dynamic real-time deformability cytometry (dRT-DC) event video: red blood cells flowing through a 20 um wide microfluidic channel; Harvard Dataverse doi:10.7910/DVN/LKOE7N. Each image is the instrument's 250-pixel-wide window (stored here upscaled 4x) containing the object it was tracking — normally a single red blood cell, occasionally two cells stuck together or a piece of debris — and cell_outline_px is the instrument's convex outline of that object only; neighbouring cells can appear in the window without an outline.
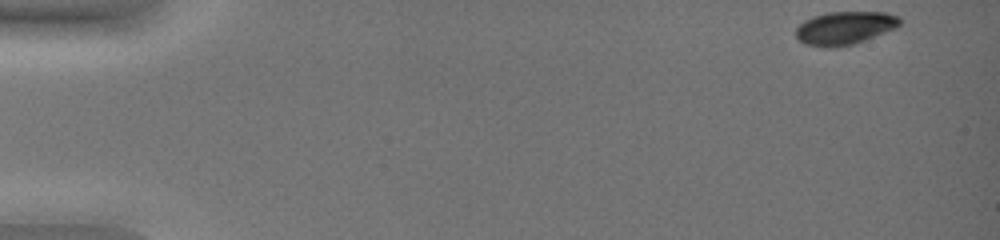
{"species": "common noctule bat (a hibernating species)", "species_latin": "Nyctalus noctula", "temperature_condition": "warm", "stored_images_in_passage": 48, "camera_frame_rate_fps": 3000, "um_per_image_px": 0.085, "animal": {"sex": "female", "body_mass_g": 19.0, "forearm_length_mm": 51.5}, "frame": {"image": 1, "passage_image": 1, "time_ms": 0.0, "image_size_px": [1000, 240], "cell_outline_px": [[900, 24], [896, 28], [856, 44], [832, 48], [824, 48], [804, 44], [796, 36], [796, 28], [804, 20], [812, 16], [828, 12], [884, 12], [900, 16]], "centroid_in_image_um": [71.8, 2.39], "position_along_channel_um": 13.2, "area_um2": 20.35}}
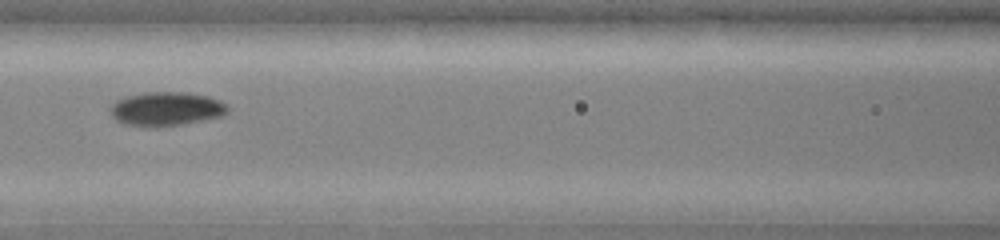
{"frame": {"image": 2, "passage_image": 23, "time_ms": 7.333, "image_size_px": [1000, 240], "cell_outline_px": [[228, 112], [220, 116], [180, 124], [152, 128], [124, 124], [116, 120], [112, 116], [112, 104], [116, 100], [128, 96], [148, 92], [184, 92], [208, 96], [220, 100], [228, 108]], "centroid_in_image_um": [14.11, 9.26], "position_along_channel_um": 152.5, "area_um2": 22.95}}
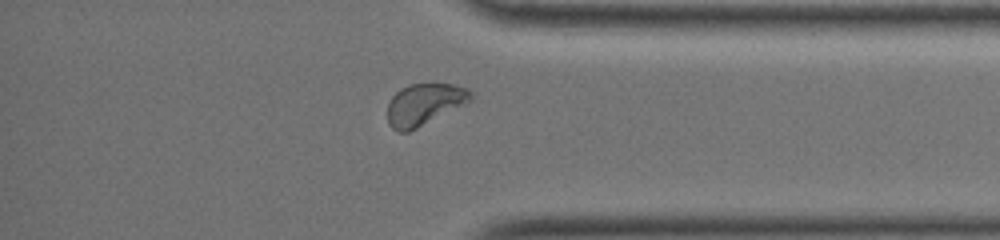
{"frame": {"image": 3, "passage_image": 42, "time_ms": 13.667, "image_size_px": [1000, 240], "cell_outline_px": [[476, 96], [468, 104], [408, 132], [396, 132], [388, 124], [388, 104], [392, 96], [400, 88], [408, 84], [432, 80], [452, 84], [468, 88]], "centroid_in_image_um": [36.13, 8.82], "position_along_channel_um": 399.1, "area_um2": 21.27}, "authors_computed_cell_mechanics": {"area_um2": 21.386, "velocity_mm_per_s": 3.9034, "shape_relaxation_time_tau1_ms": 2.8394, "shape_relaxation_time_tau2_ms": null, "deformation_change_tau1": 0.1014, "deformation_change_tau2": null}}